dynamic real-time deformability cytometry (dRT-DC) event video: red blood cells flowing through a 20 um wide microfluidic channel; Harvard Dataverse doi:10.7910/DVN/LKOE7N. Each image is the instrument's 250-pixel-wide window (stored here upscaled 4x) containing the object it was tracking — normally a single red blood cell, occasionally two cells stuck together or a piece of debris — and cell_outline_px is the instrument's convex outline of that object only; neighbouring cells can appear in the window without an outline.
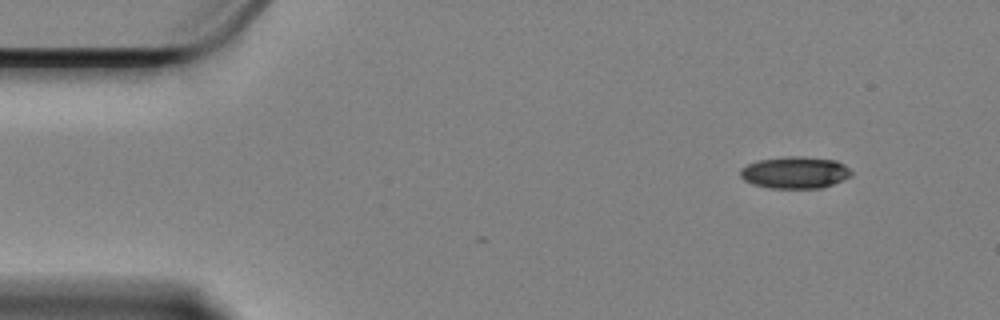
{"species": "Egyptian fruit bat (a non-hibernating species)", "species_latin": "Rousettus aegyptiacus", "temperature_condition": "cold", "stored_images_in_passage": 4, "camera_frame_rate_fps": 3000, "um_per_image_px": 0.085, "animal": {"sex": "female"}, "frame": {"image": 1, "passage_image": 1, "time_ms": 0.0, "image_size_px": [1000, 320], "cell_outline_px": [[852, 176], [832, 184], [820, 188], [768, 188], [752, 184], [744, 180], [740, 176], [740, 168], [756, 160], [788, 156], [804, 156], [836, 160], [844, 164], [852, 172]], "centroid_in_image_um": [67.56, 14.65], "position_along_channel_um": 17.4, "area_um2": 20.81}}